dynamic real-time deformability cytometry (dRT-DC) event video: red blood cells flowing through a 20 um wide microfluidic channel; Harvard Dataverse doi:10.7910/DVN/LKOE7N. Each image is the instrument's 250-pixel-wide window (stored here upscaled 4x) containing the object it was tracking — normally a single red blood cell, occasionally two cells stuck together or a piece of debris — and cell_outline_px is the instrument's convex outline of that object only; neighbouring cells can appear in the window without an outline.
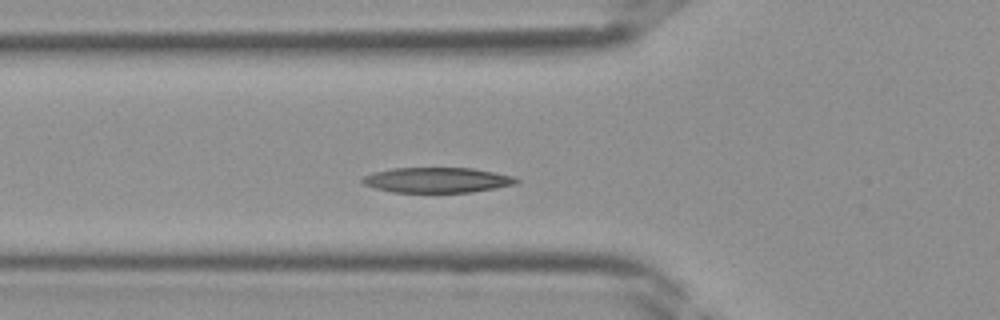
{"species": "Egyptian fruit bat (a non-hibernating species)", "species_latin": "Rousettus aegyptiacus", "temperature_condition": "room temperature", "stored_images_in_passage": 24, "camera_frame_rate_fps": 3000, "um_per_image_px": 0.085, "frame": {"image": 1, "passage_image": 5, "time_ms": 1.333, "image_size_px": [1000, 320], "cell_outline_px": [[520, 180], [516, 184], [472, 192], [392, 192], [376, 188], [364, 184], [360, 180], [364, 176], [376, 172], [392, 168], [472, 168], [512, 176]], "centroid_in_image_um": [37.15, 15.3], "position_along_channel_um": 88.7, "area_um2": 22.37}}
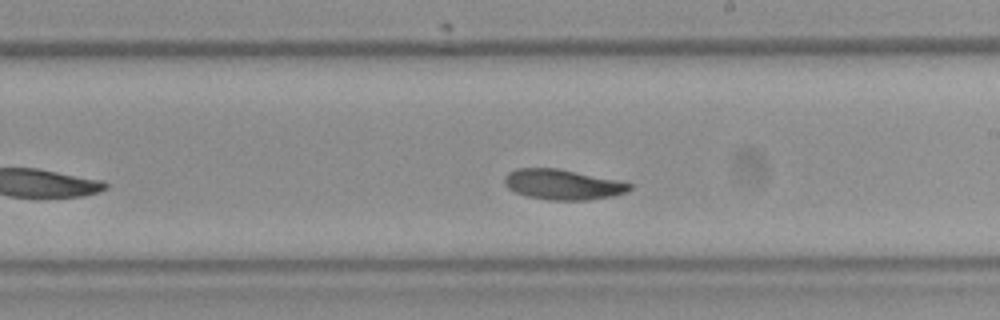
{"frame": {"image": 2, "passage_image": 14, "time_ms": 4.333, "image_size_px": [1000, 320], "cell_outline_px": [[632, 188], [628, 192], [612, 196], [588, 200], [548, 200], [528, 196], [516, 192], [508, 188], [504, 184], [504, 176], [508, 172], [516, 168], [556, 168], [620, 180], [632, 184]], "centroid_in_image_um": [47.84, 15.68], "position_along_channel_um": 241.2, "area_um2": 22.2}}
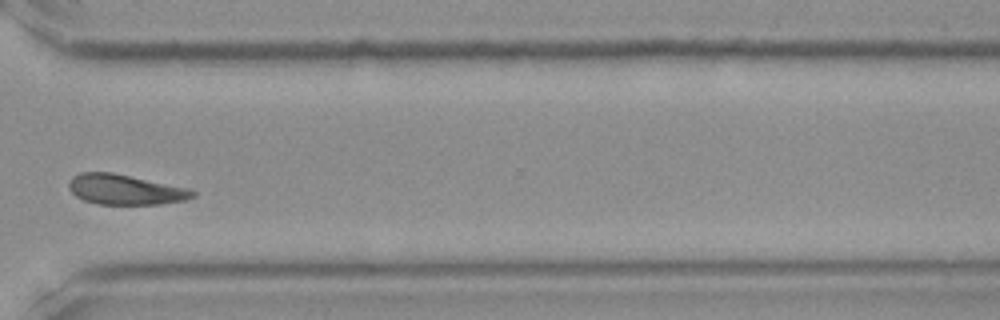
{"frame": {"image": 3, "passage_image": 21, "time_ms": 6.667, "image_size_px": [1000, 320], "cell_outline_px": [[196, 196], [188, 200], [160, 204], [96, 204], [84, 200], [76, 196], [68, 188], [68, 180], [72, 176], [80, 172], [112, 172], [192, 188], [196, 192]], "centroid_in_image_um": [10.68, 16.11], "position_along_channel_um": 359.9, "area_um2": 22.2}}